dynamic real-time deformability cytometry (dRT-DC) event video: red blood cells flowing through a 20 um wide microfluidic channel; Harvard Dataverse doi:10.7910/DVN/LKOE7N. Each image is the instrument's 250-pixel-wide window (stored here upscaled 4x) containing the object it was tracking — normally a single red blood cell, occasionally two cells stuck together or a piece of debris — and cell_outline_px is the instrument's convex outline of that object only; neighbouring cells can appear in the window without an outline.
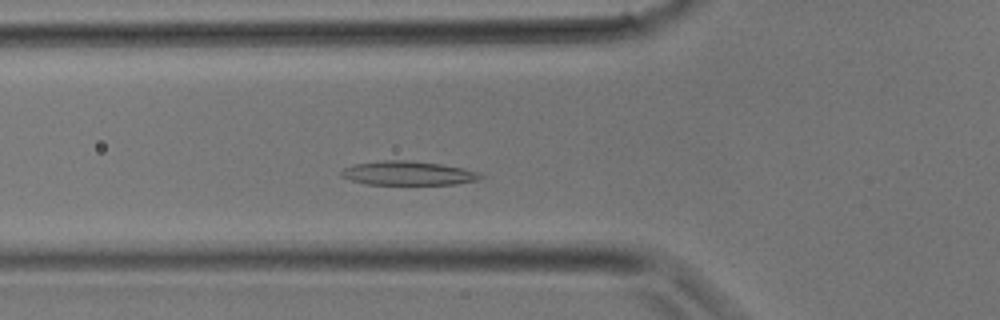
{"species": "common noctule bat (a hibernating species)", "species_latin": "Nyctalus noctula", "temperature_condition": "room temperature", "stored_images_in_passage": 32, "camera_frame_rate_fps": 3000, "um_per_image_px": 0.085, "animal": {"sex": "male", "body_mass_g": 17.9}, "frame": {"image": 1, "passage_image": 9, "time_ms": 2.667, "image_size_px": [1000, 320], "cell_outline_px": [[484, 176], [480, 180], [456, 184], [368, 184], [352, 180], [340, 176], [340, 172], [344, 168], [352, 164], [380, 160], [412, 160], [440, 164], [480, 172]], "centroid_in_image_um": [34.68, 14.71], "position_along_channel_um": 91.1, "area_um2": 19.54}}
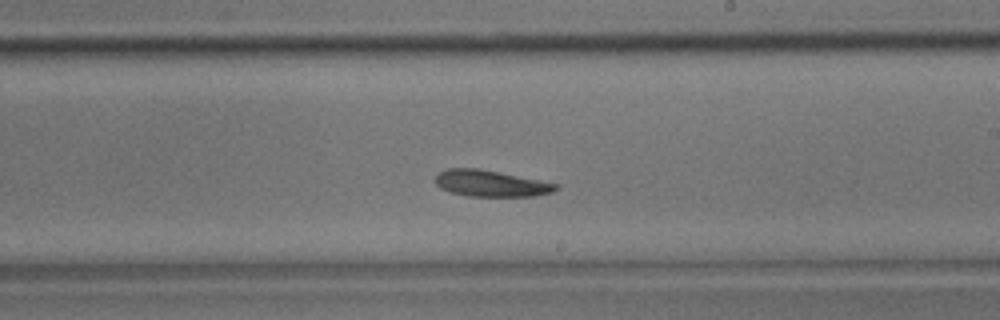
{"frame": {"image": 2, "passage_image": 17, "time_ms": 5.333, "image_size_px": [1000, 320], "cell_outline_px": [[560, 188], [552, 192], [532, 196], [468, 196], [448, 192], [440, 188], [436, 184], [436, 172], [448, 168], [480, 168], [560, 184]], "centroid_in_image_um": [41.7, 15.58], "position_along_channel_um": 247.3, "area_um2": 18.73}}
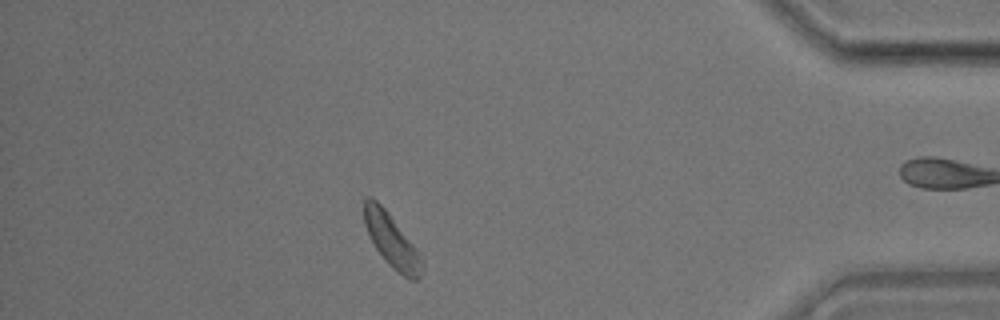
{"frame": {"image": 3, "passage_image": 27, "time_ms": 8.667, "image_size_px": [1000, 320], "cell_outline_px": [[424, 272], [416, 280], [408, 280], [396, 272], [384, 260], [376, 248], [364, 224], [364, 200], [368, 196], [372, 196], [388, 212], [416, 248], [420, 256], [424, 268]], "centroid_in_image_um": [33.3, 20.49], "position_along_channel_um": 401.9, "area_um2": 17.92}}